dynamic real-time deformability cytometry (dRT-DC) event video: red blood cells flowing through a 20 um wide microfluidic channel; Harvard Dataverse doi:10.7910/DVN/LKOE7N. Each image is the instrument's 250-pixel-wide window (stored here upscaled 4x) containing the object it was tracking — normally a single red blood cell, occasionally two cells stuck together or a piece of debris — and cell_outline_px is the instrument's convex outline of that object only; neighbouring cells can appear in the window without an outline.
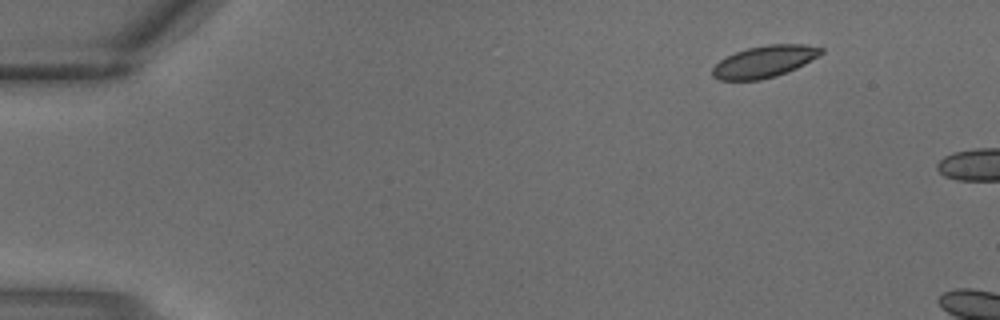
{"species": "common noctule bat (a hibernating species)", "species_latin": "Nyctalus noctula", "temperature_condition": "warm", "stored_images_in_passage": 2, "camera_frame_rate_fps": 3000, "um_per_image_px": 0.085, "animal": {"sex": "male", "body_mass_g": 18.8}, "frame": {"image": 1, "passage_image": 1, "time_ms": 0.0, "image_size_px": [1000, 320], "cell_outline_px": [[824, 52], [804, 64], [796, 68], [776, 76], [760, 80], [720, 80], [712, 76], [712, 68], [720, 60], [736, 52], [748, 48], [768, 44], [804, 44], [824, 48]], "centroid_in_image_um": [64.98, 5.23], "position_along_channel_um": 20.0, "area_um2": 20.0}}